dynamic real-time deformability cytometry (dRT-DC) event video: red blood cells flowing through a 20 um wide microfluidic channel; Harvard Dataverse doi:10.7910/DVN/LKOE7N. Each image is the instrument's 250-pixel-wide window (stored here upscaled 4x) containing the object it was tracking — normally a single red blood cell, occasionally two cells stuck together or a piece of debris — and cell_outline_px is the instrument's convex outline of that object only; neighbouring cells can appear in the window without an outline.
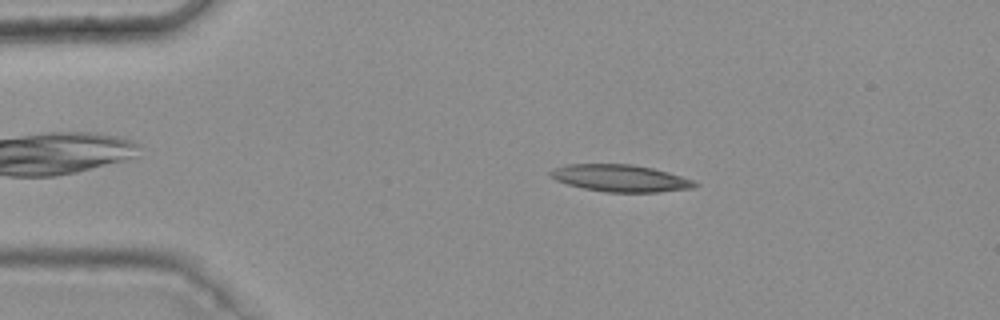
{"species": "common noctule bat (a hibernating species)", "species_latin": "Nyctalus noctula", "temperature_condition": "warm", "stored_images_in_passage": 4, "camera_frame_rate_fps": 3000, "um_per_image_px": 0.085, "animal": {"sex": "female", "body_mass_g": 25.1}, "frame": {"image": 1, "passage_image": 2, "time_ms": 0.333, "image_size_px": [1000, 320], "cell_outline_px": [[700, 184], [692, 188], [656, 192], [604, 192], [584, 188], [568, 184], [556, 180], [548, 176], [548, 172], [556, 168], [568, 164], [632, 164], [652, 168], [668, 172], [692, 180]], "centroid_in_image_um": [52.71, 15.14], "position_along_channel_um": 32.3, "area_um2": 22.6}}
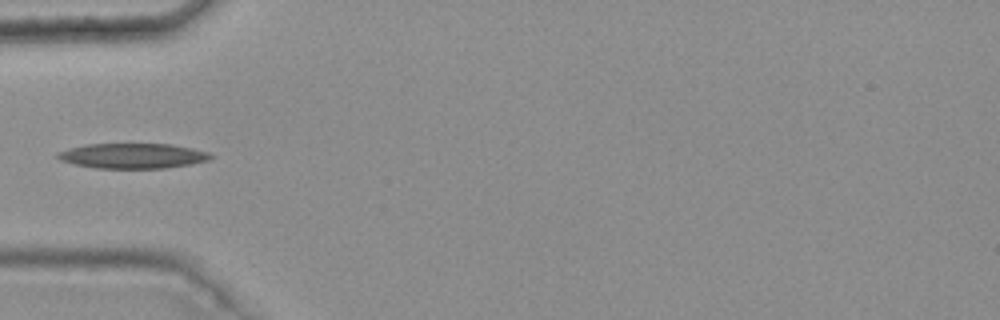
{"frame": {"image": 2, "passage_image": 4, "time_ms": 1.0, "image_size_px": [1000, 320], "cell_outline_px": [[212, 156], [208, 160], [192, 164], [164, 168], [96, 168], [76, 164], [60, 160], [56, 156], [56, 152], [68, 148], [84, 144], [172, 144], [192, 148], [208, 152]], "centroid_in_image_um": [11.25, 13.24], "position_along_channel_um": 73.7, "area_um2": 22.37}}